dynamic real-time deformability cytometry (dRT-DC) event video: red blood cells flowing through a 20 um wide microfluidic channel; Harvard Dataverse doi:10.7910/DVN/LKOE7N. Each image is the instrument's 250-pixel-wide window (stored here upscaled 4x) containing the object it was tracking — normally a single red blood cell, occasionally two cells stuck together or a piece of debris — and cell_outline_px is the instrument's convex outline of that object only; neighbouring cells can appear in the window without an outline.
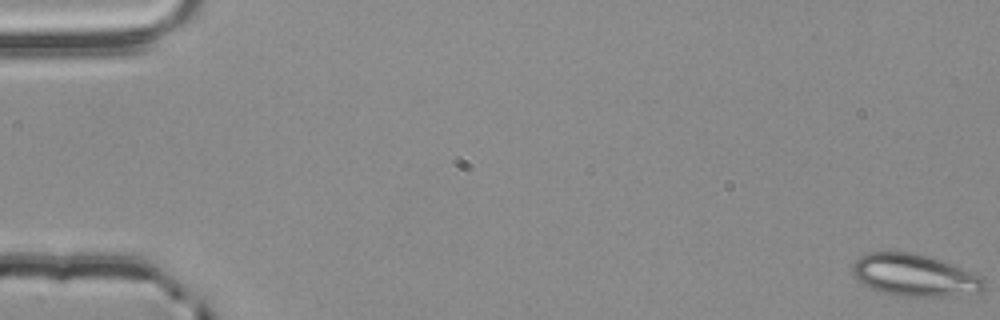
{"species": "common noctule bat (a hibernating species)", "species_latin": "Nyctalus noctula", "temperature_condition": "room temperature", "stored_images_in_passage": 5, "camera_frame_rate_fps": 3000, "um_per_image_px": 0.085, "animal": {"sex": "male", "body_mass_g": 20.4}, "frame": {"image": 1, "passage_image": 1, "time_ms": 0.0, "image_size_px": [1000, 320], "cell_outline_px": [[984, 288], [980, 292], [940, 296], [896, 296], [872, 288], [864, 284], [852, 272], [852, 264], [860, 256], [868, 252], [912, 252], [928, 256], [952, 264], [980, 276], [984, 280]], "centroid_in_image_um": [77.72, 23.38], "position_along_channel_um": 7.3, "area_um2": 31.79}}